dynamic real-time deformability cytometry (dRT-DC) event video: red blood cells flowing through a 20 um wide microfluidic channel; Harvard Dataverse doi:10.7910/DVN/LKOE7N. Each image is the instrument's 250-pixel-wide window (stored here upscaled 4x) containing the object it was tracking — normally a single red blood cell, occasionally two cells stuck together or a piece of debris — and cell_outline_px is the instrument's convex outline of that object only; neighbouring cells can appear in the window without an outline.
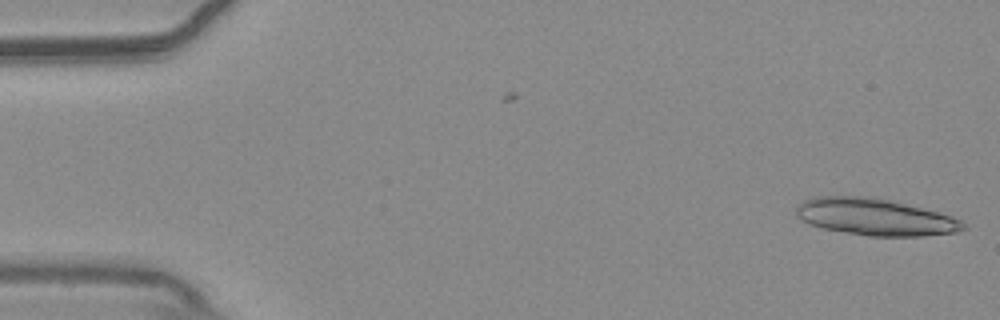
{"species": "common noctule bat (a hibernating species)", "species_latin": "Nyctalus noctula", "temperature_condition": "warm", "stored_images_in_passage": 4, "camera_frame_rate_fps": 3000, "um_per_image_px": 0.085, "animal": {"sex": "male", "body_mass_g": 20.4}, "frame": {"image": 1, "passage_image": 4, "time_ms": 1.0, "image_size_px": [1000, 320], "cell_outline_px": [[968, 228], [956, 232], [924, 236], [868, 236], [844, 232], [824, 228], [808, 224], [800, 220], [796, 216], [796, 208], [804, 200], [820, 196], [868, 196], [888, 200], [952, 216], [960, 220]], "centroid_in_image_um": [74.36, 18.45], "position_along_channel_um": 10.6, "area_um2": 35.6}}